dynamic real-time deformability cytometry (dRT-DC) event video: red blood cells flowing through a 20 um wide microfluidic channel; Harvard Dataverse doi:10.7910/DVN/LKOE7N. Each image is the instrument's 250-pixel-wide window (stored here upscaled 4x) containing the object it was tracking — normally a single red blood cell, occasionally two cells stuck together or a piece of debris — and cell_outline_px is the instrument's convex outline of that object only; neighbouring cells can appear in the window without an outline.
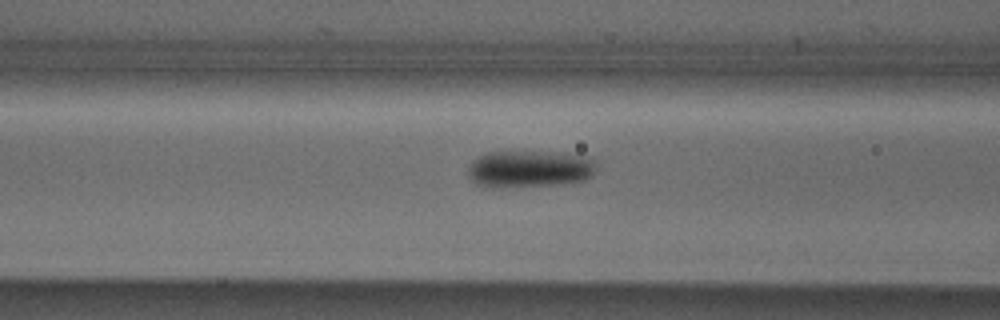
{"species": "Egyptian fruit bat (a non-hibernating species)", "species_latin": "Rousettus aegyptiacus", "temperature_condition": "cold", "stored_images_in_passage": 40, "camera_frame_rate_fps": 3000, "um_per_image_px": 0.085, "animal": {"sex": "male"}, "frame": {"image": 1, "passage_image": 10, "time_ms": 3.0, "image_size_px": [1000, 320], "cell_outline_px": [[596, 168], [592, 176], [584, 180], [556, 184], [496, 188], [492, 188], [476, 184], [468, 176], [468, 168], [480, 156], [488, 152], [556, 152], [584, 156], [592, 160], [596, 164]], "centroid_in_image_um": [45.0, 14.37], "position_along_channel_um": 121.6, "area_um2": 27.46}}
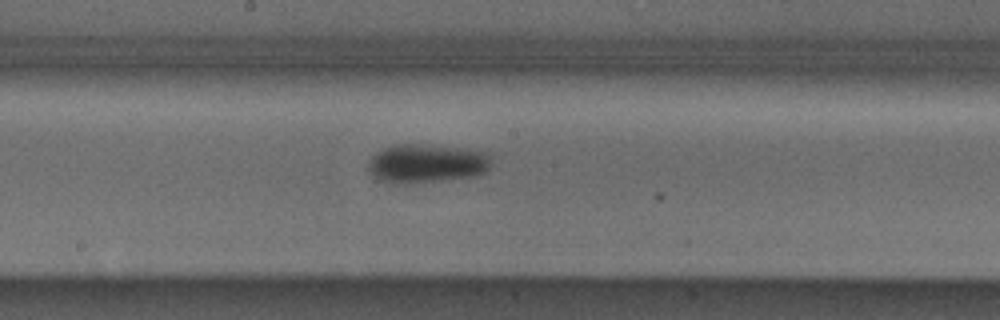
{"frame": {"image": 2, "passage_image": 17, "time_ms": 5.333, "image_size_px": [1000, 320], "cell_outline_px": [[488, 168], [484, 172], [472, 176], [412, 184], [396, 184], [380, 180], [368, 168], [368, 160], [372, 156], [384, 148], [396, 144], [420, 144], [484, 152], [488, 156]], "centroid_in_image_um": [36.17, 13.91], "position_along_channel_um": 212.0, "area_um2": 27.17}}
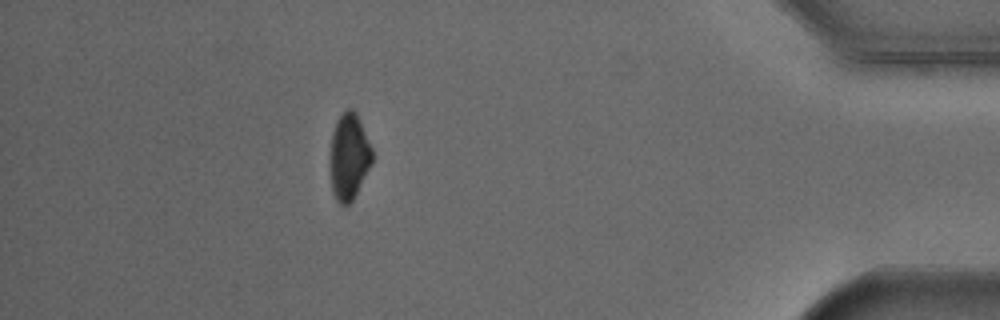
{"frame": {"image": 3, "passage_image": 36, "time_ms": 11.667, "image_size_px": [1000, 320], "cell_outline_px": [[372, 164], [352, 200], [348, 204], [340, 204], [336, 200], [332, 192], [332, 132], [336, 120], [348, 108], [352, 108], [356, 112], [360, 120], [372, 148]], "centroid_in_image_um": [29.69, 13.29], "position_along_channel_um": 405.5, "area_um2": 20.63}, "authors_computed_cell_mechanics": {"area_um2": 25.8077, "velocity_mm_per_s": 3.8782, "shape_relaxation_time_tau1_ms": 8.7637, "shape_relaxation_time_tau2_ms": null, "deformation_change_tau1": 0.154, "deformation_change_tau2": null}}